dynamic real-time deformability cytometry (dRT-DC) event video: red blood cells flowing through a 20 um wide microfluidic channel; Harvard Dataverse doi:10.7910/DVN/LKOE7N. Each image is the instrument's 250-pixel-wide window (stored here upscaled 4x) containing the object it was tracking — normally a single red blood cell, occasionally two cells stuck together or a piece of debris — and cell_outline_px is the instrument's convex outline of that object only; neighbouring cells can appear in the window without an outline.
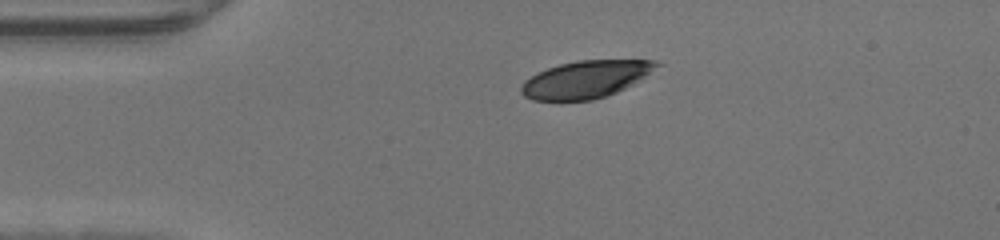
{"species": "human", "species_latin": "Homo sapiens", "temperature_condition": "warm", "stored_images_in_passage": 38, "camera_frame_rate_fps": 3000, "um_per_image_px": 0.085, "donor": {"sex": "male"}, "frame": {"image": 1, "passage_image": 1, "time_ms": 0.0, "image_size_px": [1000, 240], "cell_outline_px": [[664, 64], [632, 84], [616, 92], [592, 100], [532, 100], [524, 96], [520, 92], [520, 88], [524, 80], [548, 68], [560, 64], [576, 60], [656, 60]], "centroid_in_image_um": [49.8, 6.73], "position_along_channel_um": 35.2, "area_um2": 29.25}}
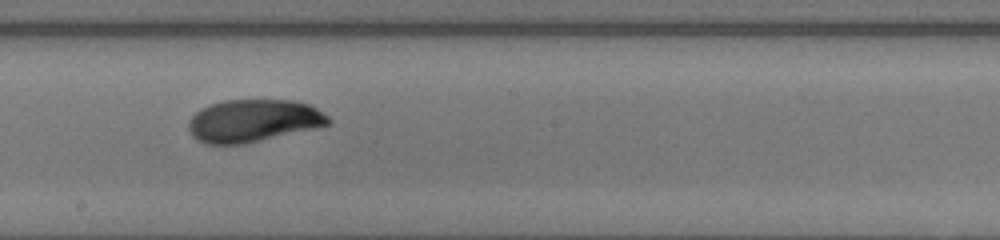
{"frame": {"image": 2, "passage_image": 17, "time_ms": 5.333, "image_size_px": [1000, 240], "cell_outline_px": [[332, 120], [328, 124], [316, 128], [244, 144], [204, 144], [196, 140], [192, 136], [188, 128], [188, 120], [200, 108], [224, 100], [292, 100], [308, 104], [316, 108], [328, 116]], "centroid_in_image_um": [21.5, 10.27], "position_along_channel_um": 226.7, "area_um2": 34.74}}
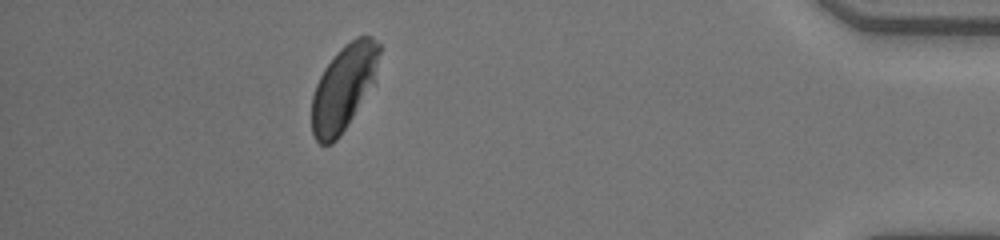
{"frame": {"image": 3, "passage_image": 33, "time_ms": 10.667, "image_size_px": [1000, 240], "cell_outline_px": [[380, 52], [372, 80], [352, 116], [336, 140], [332, 144], [320, 144], [316, 140], [312, 132], [312, 96], [316, 84], [324, 68], [336, 52], [344, 44], [356, 36], [372, 36], [380, 44]], "centroid_in_image_um": [29.15, 7.4], "position_along_channel_um": 406.1, "area_um2": 32.48}}